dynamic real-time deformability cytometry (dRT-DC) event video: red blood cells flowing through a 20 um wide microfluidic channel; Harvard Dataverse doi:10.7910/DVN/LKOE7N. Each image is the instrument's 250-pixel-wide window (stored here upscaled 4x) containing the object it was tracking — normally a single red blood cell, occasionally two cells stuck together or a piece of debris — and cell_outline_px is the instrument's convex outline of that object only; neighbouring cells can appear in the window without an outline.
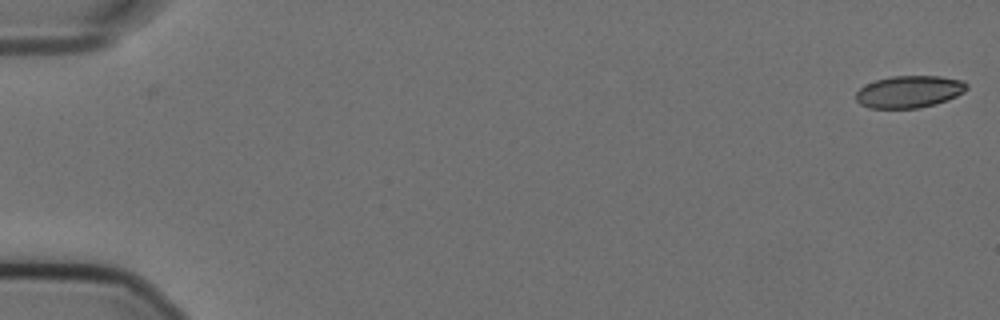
{"species": "Egyptian fruit bat (a non-hibernating species)", "species_latin": "Rousettus aegyptiacus", "temperature_condition": "cold", "stored_images_in_passage": 57, "camera_frame_rate_fps": 3000, "um_per_image_px": 0.085, "animal": {"sex": "female"}, "frame": {"image": 1, "passage_image": 1, "time_ms": 0.0, "image_size_px": [1000, 320], "cell_outline_px": [[968, 88], [964, 92], [948, 100], [936, 104], [916, 108], [868, 108], [860, 104], [856, 100], [856, 92], [860, 88], [876, 80], [892, 76], [940, 76], [964, 80], [968, 84]], "centroid_in_image_um": [77.32, 7.79], "position_along_channel_um": 7.7, "area_um2": 20.81}}
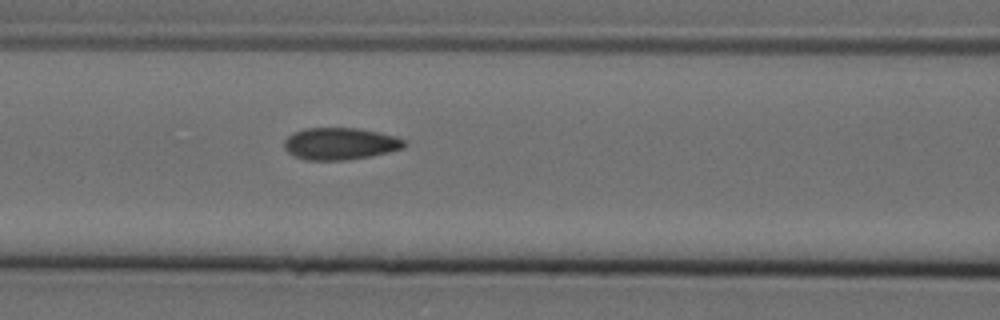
{"frame": {"image": 2, "passage_image": 25, "time_ms": 8.0, "image_size_px": [1000, 320], "cell_outline_px": [[408, 144], [404, 148], [388, 152], [368, 156], [344, 160], [304, 160], [288, 152], [284, 148], [284, 140], [292, 132], [304, 128], [356, 128], [396, 136], [404, 140]], "centroid_in_image_um": [28.89, 12.21], "position_along_channel_um": 137.7, "area_um2": 22.37}}
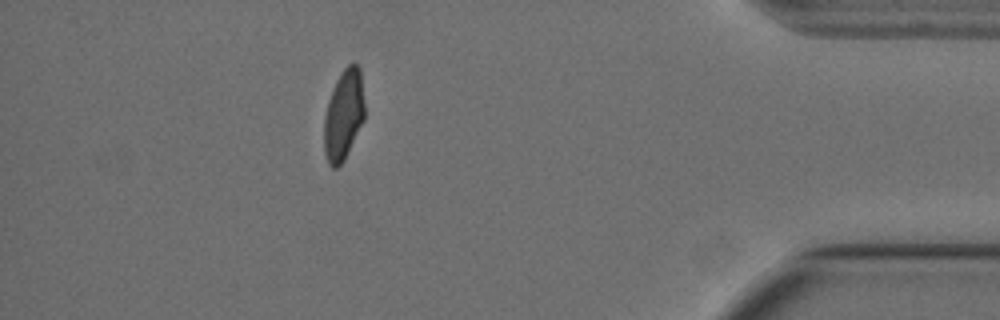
{"frame": {"image": 3, "passage_image": 51, "time_ms": 16.667, "image_size_px": [1000, 320], "cell_outline_px": [[364, 120], [344, 160], [336, 168], [332, 168], [328, 164], [324, 152], [324, 116], [328, 100], [332, 88], [340, 72], [352, 60], [360, 68], [364, 104]], "centroid_in_image_um": [29.2, 9.74], "position_along_channel_um": 406.0, "area_um2": 21.56}, "authors_computed_cell_mechanics": {"area_um2": 21.964, "velocity_mm_per_s": 3.5881, "shape_relaxation_time_tau1_ms": null, "shape_relaxation_time_tau2_ms": 1.9907, "deformation_change_tau1": null, "deformation_change_tau2": 0.0432}}